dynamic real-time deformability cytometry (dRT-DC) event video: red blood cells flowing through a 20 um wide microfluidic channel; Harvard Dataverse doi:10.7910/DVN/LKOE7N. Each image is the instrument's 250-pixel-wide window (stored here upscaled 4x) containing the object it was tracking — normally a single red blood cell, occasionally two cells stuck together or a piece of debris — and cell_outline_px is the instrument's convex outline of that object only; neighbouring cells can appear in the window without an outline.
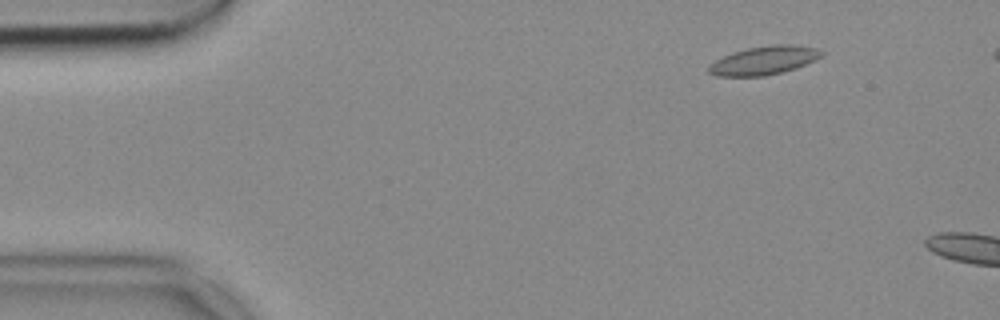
{"species": "common noctule bat (a hibernating species)", "species_latin": "Nyctalus noctula", "temperature_condition": "cold", "stored_images_in_passage": 43, "camera_frame_rate_fps": 3000, "um_per_image_px": 0.085, "animal": {"sex": "female", "body_mass_g": 18.4}, "frame": {"image": 1, "passage_image": 1, "time_ms": 0.0, "image_size_px": [1000, 320], "cell_outline_px": [[824, 52], [820, 56], [796, 68], [764, 76], [716, 76], [708, 72], [708, 64], [732, 52], [748, 48], [772, 44], [792, 44], [816, 48]], "centroid_in_image_um": [64.89, 5.13], "position_along_channel_um": 20.1, "area_um2": 18.55}}
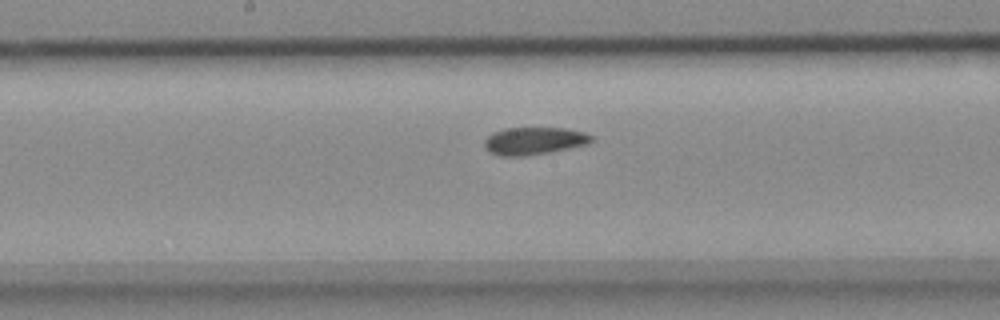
{"frame": {"image": 2, "passage_image": 22, "time_ms": 7.0, "image_size_px": [1000, 320], "cell_outline_px": [[592, 140], [588, 144], [548, 152], [520, 156], [500, 156], [488, 152], [484, 148], [484, 140], [492, 132], [504, 128], [564, 128], [584, 132], [592, 136]], "centroid_in_image_um": [45.33, 11.97], "position_along_channel_um": 202.9, "area_um2": 17.11}}
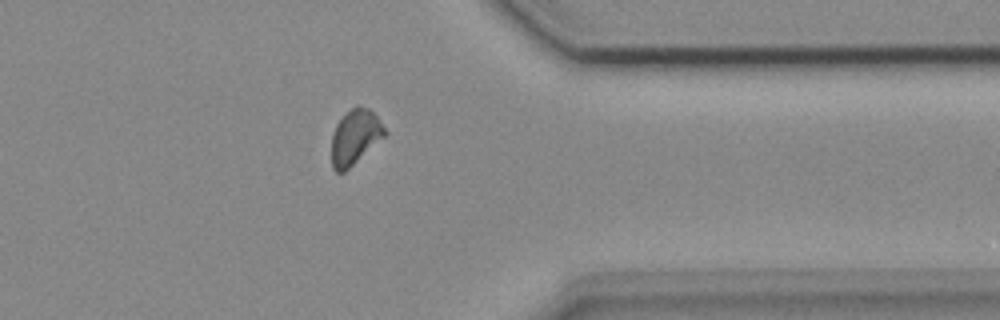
{"frame": {"image": 3, "passage_image": 37, "time_ms": 12.0, "image_size_px": [1000, 320], "cell_outline_px": [[388, 132], [384, 136], [344, 172], [336, 172], [332, 168], [332, 136], [336, 124], [356, 104], [360, 104], [368, 108], [376, 116]], "centroid_in_image_um": [30.17, 11.63], "position_along_channel_um": 381.2, "area_um2": 16.65}}